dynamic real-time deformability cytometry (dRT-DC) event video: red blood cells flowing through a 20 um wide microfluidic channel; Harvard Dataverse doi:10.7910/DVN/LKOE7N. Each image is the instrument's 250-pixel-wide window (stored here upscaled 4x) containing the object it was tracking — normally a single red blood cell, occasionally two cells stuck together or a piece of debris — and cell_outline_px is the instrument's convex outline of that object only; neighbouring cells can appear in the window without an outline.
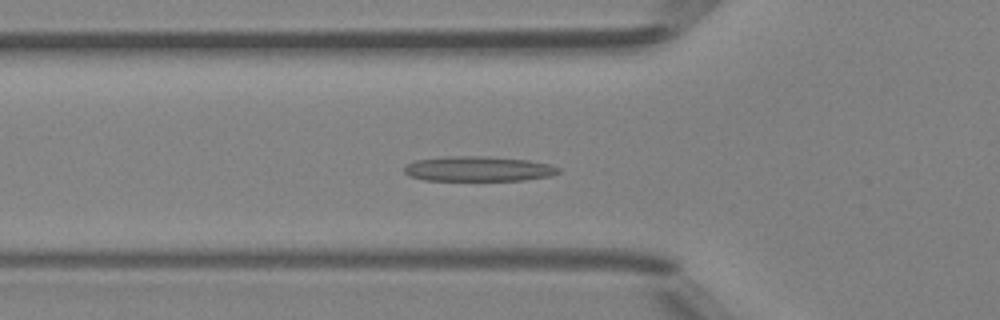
{"species": "Egyptian fruit bat (a non-hibernating species)", "species_latin": "Rousettus aegyptiacus", "temperature_condition": "room temperature", "stored_images_in_passage": 48, "camera_frame_rate_fps": 3000, "um_per_image_px": 0.085, "animal": {"sex": "female"}, "frame": {"image": 1, "passage_image": 16, "time_ms": 5.0, "image_size_px": [1000, 320], "cell_outline_px": [[560, 172], [552, 176], [524, 180], [424, 180], [408, 176], [404, 172], [404, 168], [408, 164], [416, 160], [444, 156], [484, 156], [528, 160], [548, 164], [560, 168]], "centroid_in_image_um": [40.65, 14.35], "position_along_channel_um": 85.1, "area_um2": 22.48}}
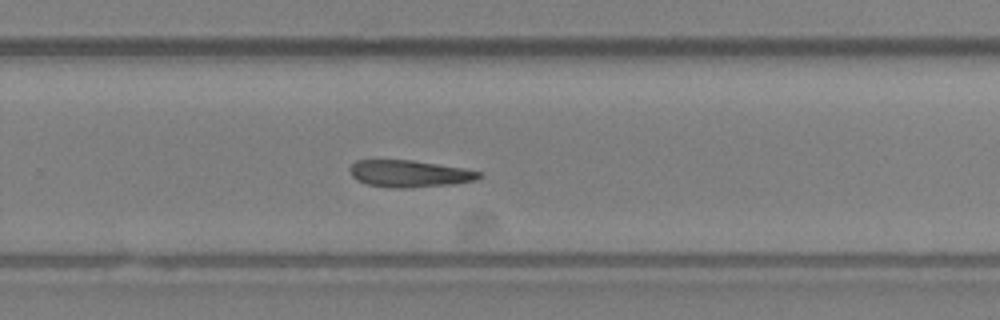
{"frame": {"image": 2, "passage_image": 31, "time_ms": 10.0, "image_size_px": [1000, 320], "cell_outline_px": [[480, 176], [476, 180], [452, 184], [408, 188], [388, 188], [368, 184], [356, 180], [352, 176], [348, 168], [356, 160], [412, 160], [464, 168], [480, 172]], "centroid_in_image_um": [34.76, 14.76], "position_along_channel_um": 295.0, "area_um2": 20.29}}
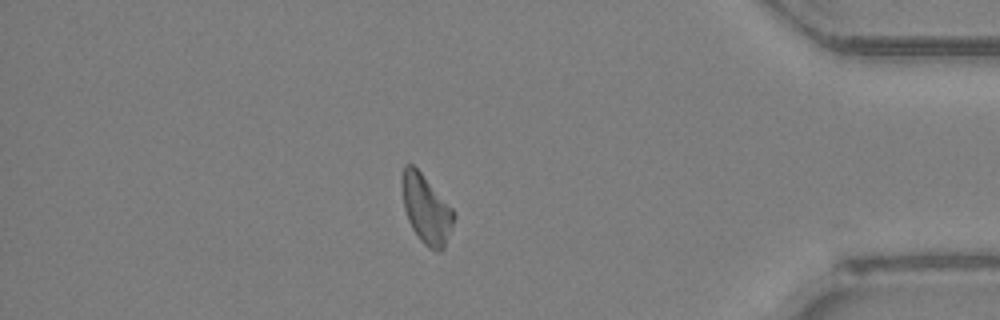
{"frame": {"image": 3, "passage_image": 41, "time_ms": 13.333, "image_size_px": [1000, 320], "cell_outline_px": [[456, 216], [444, 248], [440, 252], [428, 248], [420, 240], [412, 228], [408, 220], [404, 208], [400, 184], [400, 176], [404, 164], [412, 164], [420, 172], [456, 212]], "centroid_in_image_um": [36.2, 17.77], "position_along_channel_um": 399.0, "area_um2": 20.92}}